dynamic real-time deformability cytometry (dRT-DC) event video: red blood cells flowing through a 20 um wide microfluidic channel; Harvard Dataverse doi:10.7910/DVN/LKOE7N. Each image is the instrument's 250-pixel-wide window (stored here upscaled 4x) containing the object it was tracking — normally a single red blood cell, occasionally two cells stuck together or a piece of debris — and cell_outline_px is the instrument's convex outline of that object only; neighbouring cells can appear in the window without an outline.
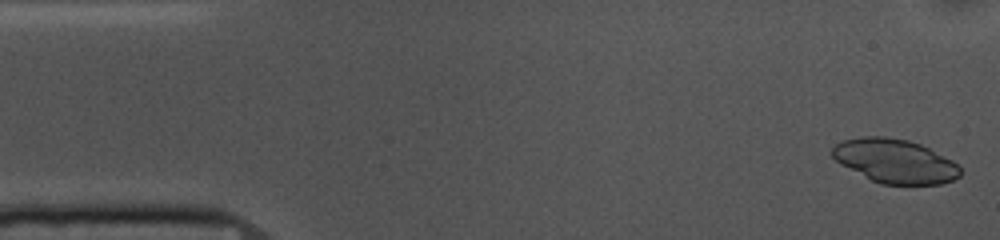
{"species": "common noctule bat (a hibernating species)", "species_latin": "Nyctalus noctula", "temperature_condition": "cold", "stored_images_in_passage": 52, "segment_of_instrument_passage": [1, 2], "camera_frame_rate_fps": 3000, "um_per_image_px": 0.085, "animal": {"sex": "female", "body_mass_g": 10.0, "forearm_length_mm": 53.1}, "frame": {"image": 1, "passage_image": 1, "time_ms": 0.0, "image_size_px": [1000, 240], "cell_outline_px": [[960, 176], [952, 180], [940, 184], [880, 184], [840, 164], [832, 156], [832, 148], [840, 140], [860, 136], [884, 136], [908, 140], [920, 144], [952, 160], [960, 168]], "centroid_in_image_um": [76.04, 13.68], "position_along_channel_um": 9.0, "area_um2": 32.66}}